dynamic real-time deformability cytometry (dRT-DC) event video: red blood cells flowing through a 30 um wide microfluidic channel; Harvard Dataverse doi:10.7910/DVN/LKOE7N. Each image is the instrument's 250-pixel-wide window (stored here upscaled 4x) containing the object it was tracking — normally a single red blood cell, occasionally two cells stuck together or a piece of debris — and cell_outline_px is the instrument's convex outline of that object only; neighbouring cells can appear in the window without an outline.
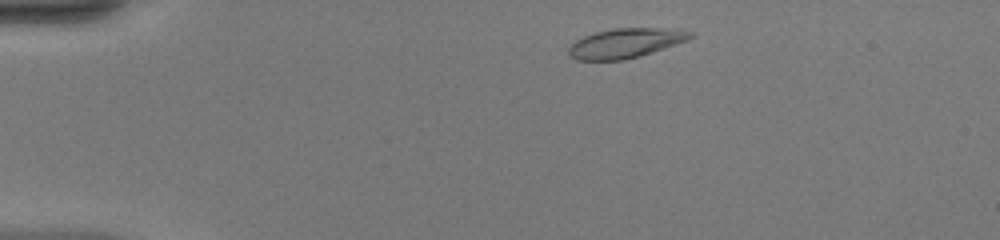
{"species": "common noctule bat (a hibernating species)", "species_latin": "Nyctalus noctula", "temperature_condition": "warm", "stored_images_in_passage": 43, "camera_frame_rate_fps": 3000, "um_per_image_px": 0.085, "animal": {"sex": "female", "body_mass_g": 20.0, "forearm_length_mm": 54.0}, "frame": {"image": 1, "passage_image": 3, "time_ms": 0.667, "image_size_px": [1000, 240], "cell_outline_px": [[696, 36], [688, 40], [640, 56], [624, 60], [576, 60], [568, 52], [568, 48], [576, 40], [584, 36], [596, 32], [616, 28], [672, 28], [696, 32]], "centroid_in_image_um": [53.23, 3.65], "position_along_channel_um": 31.8, "area_um2": 21.04}}
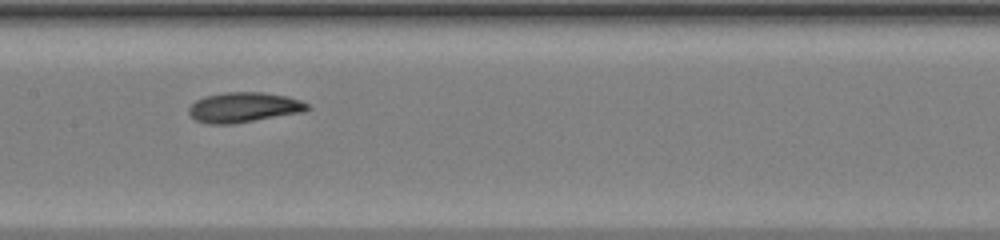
{"frame": {"image": 2, "passage_image": 19, "time_ms": 6.0, "image_size_px": [1000, 240], "cell_outline_px": [[312, 108], [304, 112], [232, 124], [208, 124], [196, 120], [188, 112], [188, 108], [196, 100], [204, 96], [224, 92], [264, 92], [288, 96], [300, 100], [308, 104]], "centroid_in_image_um": [20.74, 9.12], "position_along_channel_um": 186.7, "area_um2": 20.92}}
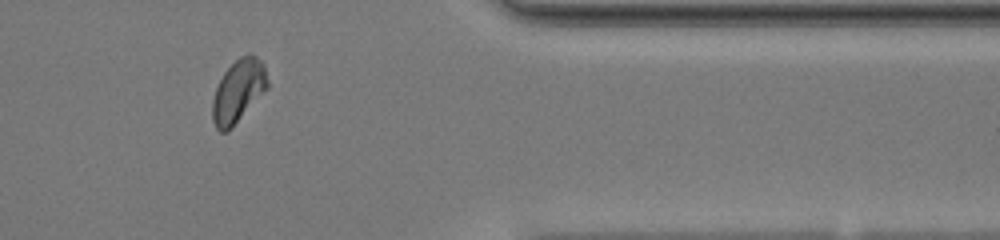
{"frame": {"image": 3, "passage_image": 35, "time_ms": 11.333, "image_size_px": [1000, 240], "cell_outline_px": [[268, 88], [232, 128], [228, 132], [220, 132], [216, 128], [212, 120], [212, 100], [216, 88], [224, 72], [240, 56], [248, 52], [256, 56], [264, 64], [268, 80]], "centroid_in_image_um": [20.26, 7.75], "position_along_channel_um": 391.1, "area_um2": 20.29}, "authors_computed_cell_mechanics": {"area_um2": 20.5768, "velocity_mm_per_s": 4.1512, "shape_relaxation_time_tau1_ms": 4.8682, "shape_relaxation_time_tau2_ms": 8.0416, "deformation_change_tau1": 0.164, "deformation_change_tau2": 0.1029}}